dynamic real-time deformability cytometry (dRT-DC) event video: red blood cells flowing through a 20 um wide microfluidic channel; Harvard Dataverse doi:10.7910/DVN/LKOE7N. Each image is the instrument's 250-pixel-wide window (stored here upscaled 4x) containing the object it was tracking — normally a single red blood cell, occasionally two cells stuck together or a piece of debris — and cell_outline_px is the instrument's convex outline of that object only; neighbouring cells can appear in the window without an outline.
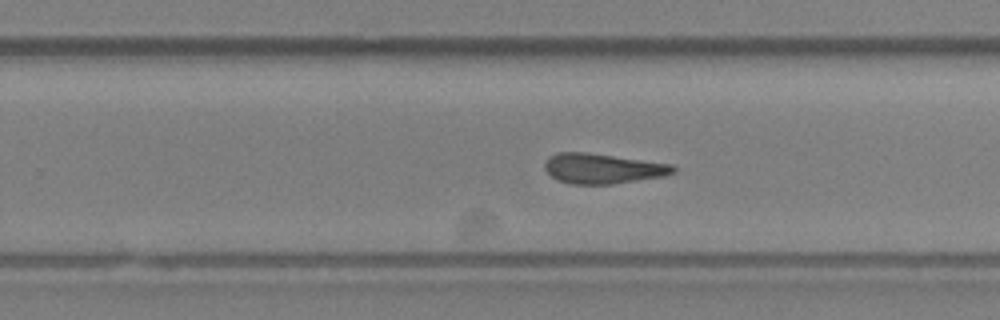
{"species": "Egyptian fruit bat (a non-hibernating species)", "species_latin": "Rousettus aegyptiacus", "temperature_condition": "room temperature", "stored_images_in_passage": 41, "camera_frame_rate_fps": 3000, "um_per_image_px": 0.085, "animal": {"sex": "female"}, "frame": {"image": 1, "passage_image": 30, "time_ms": 9.667, "image_size_px": [1000, 320], "cell_outline_px": [[676, 172], [664, 176], [612, 184], [572, 184], [556, 180], [544, 168], [544, 164], [548, 156], [556, 152], [584, 152], [672, 164], [676, 168]], "centroid_in_image_um": [51.2, 14.32], "position_along_channel_um": 278.6, "area_um2": 22.48}, "authors_computed_cell_mechanics": {"area_um2": 23.3512, "velocity_mm_per_s": 4.1895, "shape_relaxation_time_tau1_ms": null, "shape_relaxation_time_tau2_ms": 4.1874, "deformation_change_tau1": null, "deformation_change_tau2": 0.1303}}